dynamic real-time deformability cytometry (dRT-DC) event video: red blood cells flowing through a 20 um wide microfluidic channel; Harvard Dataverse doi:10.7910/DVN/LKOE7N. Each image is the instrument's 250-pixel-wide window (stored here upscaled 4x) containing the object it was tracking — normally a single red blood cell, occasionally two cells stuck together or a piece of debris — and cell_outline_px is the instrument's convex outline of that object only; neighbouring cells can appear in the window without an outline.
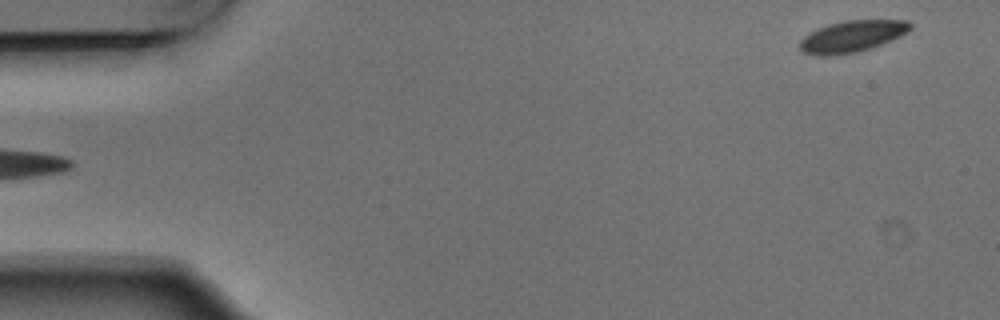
{"species": "Egyptian fruit bat (a non-hibernating species)", "species_latin": "Rousettus aegyptiacus", "temperature_condition": "warm", "stored_images_in_passage": 4, "camera_frame_rate_fps": 3000, "um_per_image_px": 0.085, "animal": {"sex": "male"}, "frame": {"image": 1, "passage_image": 4, "time_ms": 1.0, "image_size_px": [1000, 320], "cell_outline_px": [[912, 28], [908, 32], [900, 36], [880, 44], [856, 52], [828, 56], [812, 56], [804, 52], [800, 48], [800, 40], [804, 36], [828, 24], [844, 20], [908, 20], [912, 24]], "centroid_in_image_um": [72.43, 3.08], "position_along_channel_um": 12.6, "area_um2": 20.17}}